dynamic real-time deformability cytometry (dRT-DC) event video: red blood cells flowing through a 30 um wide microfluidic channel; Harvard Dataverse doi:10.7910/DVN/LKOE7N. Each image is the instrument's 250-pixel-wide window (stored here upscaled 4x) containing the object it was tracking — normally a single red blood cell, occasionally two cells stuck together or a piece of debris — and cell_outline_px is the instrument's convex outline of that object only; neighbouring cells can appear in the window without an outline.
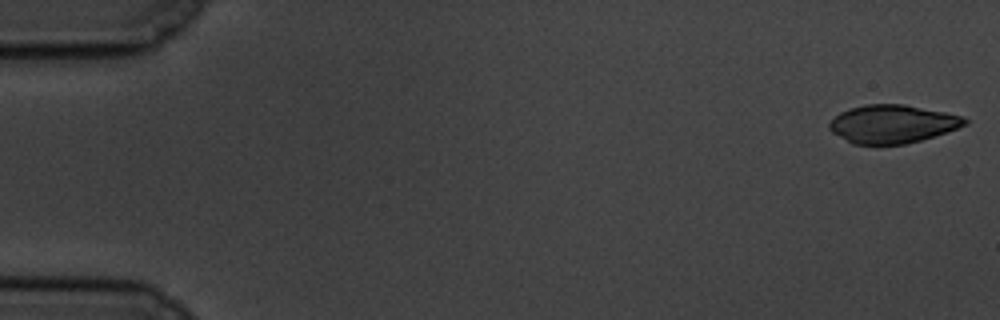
{"species": "common noctule bat (a hibernating species)", "species_latin": "Nyctalus noctula", "temperature_condition": "cold", "stored_images_in_passage": 58, "camera_frame_rate_fps": 3000, "um_per_image_px": 0.085, "animal": {"sex": "male", "body_mass_g": 19.5, "forearm_length_mm": 54.6}, "frame": {"image": 1, "passage_image": 1, "time_ms": 0.0, "image_size_px": [1000, 320], "cell_outline_px": [[968, 124], [920, 140], [904, 144], [852, 144], [832, 132], [828, 128], [828, 124], [840, 112], [852, 108], [868, 104], [904, 104], [944, 112], [960, 116], [968, 120]], "centroid_in_image_um": [75.82, 10.53], "position_along_channel_um": 9.2, "area_um2": 29.71}}